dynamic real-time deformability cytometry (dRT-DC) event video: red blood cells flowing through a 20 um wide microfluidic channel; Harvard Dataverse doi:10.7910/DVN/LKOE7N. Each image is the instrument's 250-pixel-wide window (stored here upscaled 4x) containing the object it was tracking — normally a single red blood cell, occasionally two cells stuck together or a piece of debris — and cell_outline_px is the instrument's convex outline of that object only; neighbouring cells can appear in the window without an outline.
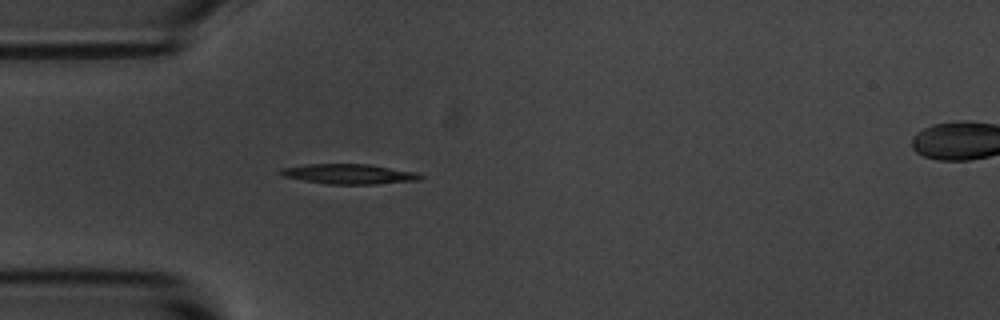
{"species": "common noctule bat (a hibernating species)", "species_latin": "Nyctalus noctula", "temperature_condition": "room temperature", "stored_images_in_passage": 40, "camera_frame_rate_fps": 3000, "um_per_image_px": 0.085, "animal": {"sex": "male", "body_mass_g": 20.1, "forearm_length_mm": 53.5}, "frame": {"image": 1, "passage_image": 1, "time_ms": 0.0, "image_size_px": [1000, 320], "cell_outline_px": [[424, 176], [420, 180], [376, 184], [328, 184], [304, 180], [284, 176], [276, 172], [280, 168], [308, 164], [368, 164], [416, 172]], "centroid_in_image_um": [29.66, 14.79], "position_along_channel_um": 55.3, "area_um2": 16.24}}
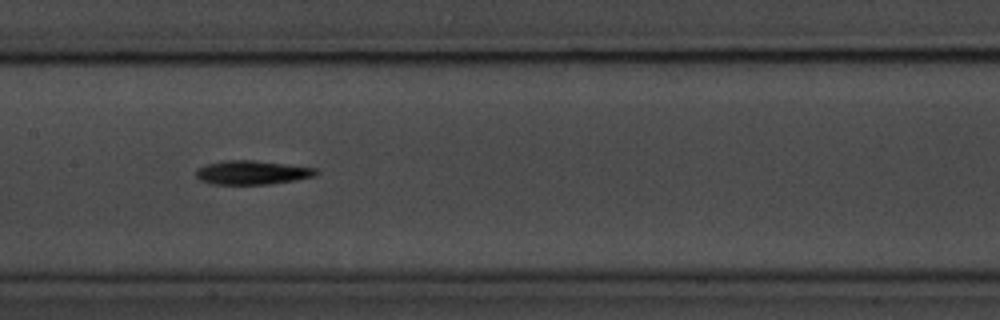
{"frame": {"image": 2, "passage_image": 12, "time_ms": 3.667, "image_size_px": [1000, 320], "cell_outline_px": [[320, 172], [316, 176], [296, 180], [268, 184], [212, 184], [200, 180], [196, 176], [196, 168], [208, 164], [224, 160], [252, 160], [316, 168]], "centroid_in_image_um": [21.44, 14.67], "position_along_channel_um": 186.0, "area_um2": 16.7}}
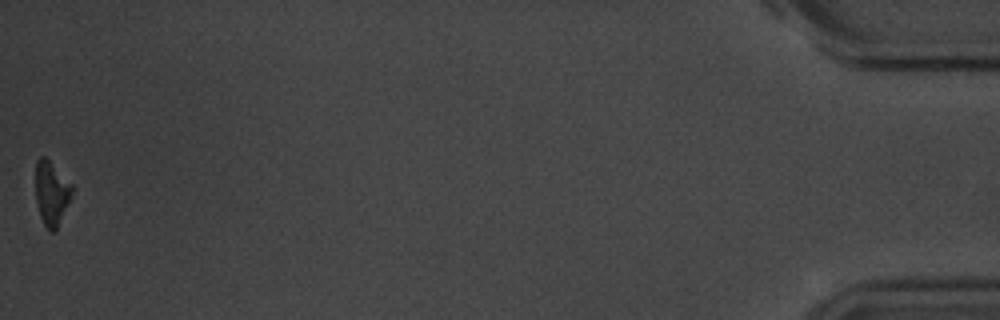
{"frame": {"image": 3, "passage_image": 40, "time_ms": 13.0, "image_size_px": [1000, 320], "cell_outline_px": [[76, 188], [56, 228], [52, 232], [48, 232], [40, 216], [36, 200], [36, 160], [40, 156], [44, 156]], "centroid_in_image_um": [4.39, 16.41], "position_along_channel_um": 430.8, "area_um2": 13.53}, "authors_computed_cell_mechanics": {"area_um2": 15.7794, "velocity_mm_per_s": 3.6776, "shape_relaxation_time_tau1_ms": 3.176, "shape_relaxation_time_tau2_ms": null, "deformation_change_tau1": 0.1296, "deformation_change_tau2": null}}